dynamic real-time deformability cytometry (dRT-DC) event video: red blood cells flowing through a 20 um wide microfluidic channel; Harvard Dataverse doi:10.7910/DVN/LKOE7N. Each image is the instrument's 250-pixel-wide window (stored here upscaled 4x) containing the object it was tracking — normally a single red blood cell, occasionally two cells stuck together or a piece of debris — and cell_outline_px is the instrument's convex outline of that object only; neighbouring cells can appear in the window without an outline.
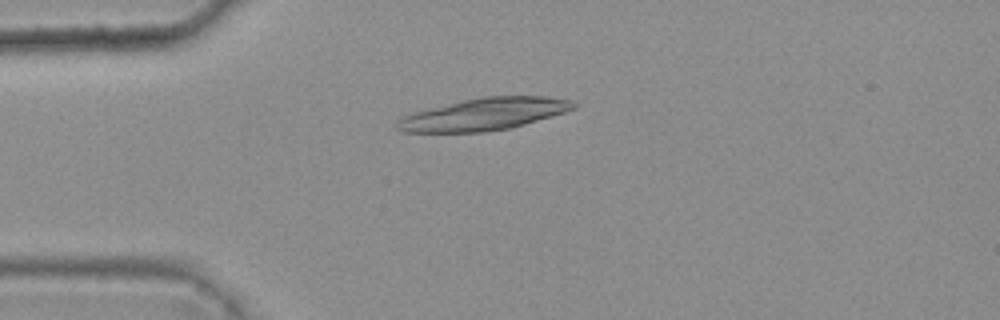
{"species": "common noctule bat (a hibernating species)", "species_latin": "Nyctalus noctula", "temperature_condition": "warm", "stored_images_in_passage": 6, "camera_frame_rate_fps": 3000, "um_per_image_px": 0.085, "animal": {"sex": "female", "body_mass_g": 25.1}, "frame": {"image": 1, "passage_image": 3, "time_ms": 0.667, "image_size_px": [1000, 320], "cell_outline_px": [[580, 104], [576, 108], [564, 112], [512, 128], [484, 132], [400, 132], [396, 128], [396, 120], [412, 112], [464, 100], [484, 96], [548, 96], [572, 100]], "centroid_in_image_um": [41.16, 9.7], "position_along_channel_um": 43.8, "area_um2": 33.18}}
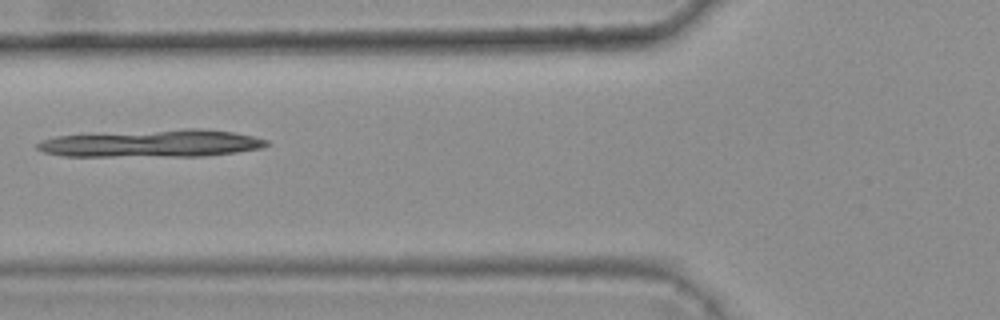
{"frame": {"image": 2, "passage_image": 5, "time_ms": 1.333, "image_size_px": [1000, 320], "cell_outline_px": [[272, 144], [264, 148], [236, 152], [204, 156], [64, 156], [44, 152], [36, 148], [36, 144], [40, 140], [56, 136], [184, 128], [200, 128], [232, 132], [252, 136], [268, 140]], "centroid_in_image_um": [12.97, 12.19], "position_along_channel_um": 112.8, "area_um2": 36.7}}
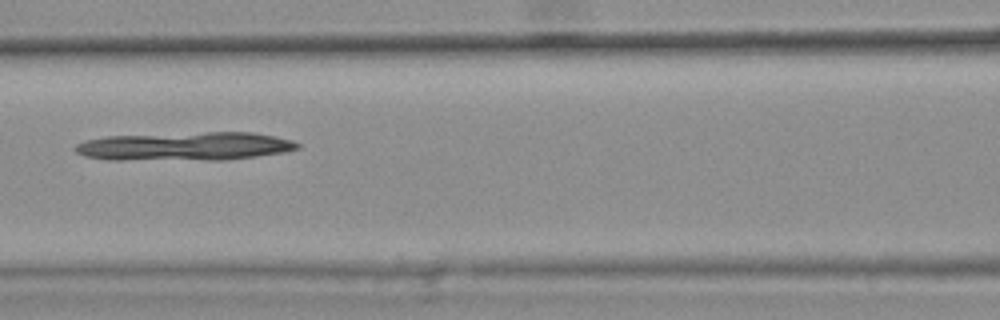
{"frame": {"image": 3, "passage_image": 6, "time_ms": 1.667, "image_size_px": [1000, 320], "cell_outline_px": [[300, 148], [284, 152], [256, 156], [224, 160], [104, 160], [84, 156], [76, 152], [72, 148], [76, 144], [88, 140], [108, 136], [208, 132], [252, 132], [276, 136], [292, 140], [300, 144]], "centroid_in_image_um": [15.72, 12.45], "position_along_channel_um": 150.9, "area_um2": 37.17}}